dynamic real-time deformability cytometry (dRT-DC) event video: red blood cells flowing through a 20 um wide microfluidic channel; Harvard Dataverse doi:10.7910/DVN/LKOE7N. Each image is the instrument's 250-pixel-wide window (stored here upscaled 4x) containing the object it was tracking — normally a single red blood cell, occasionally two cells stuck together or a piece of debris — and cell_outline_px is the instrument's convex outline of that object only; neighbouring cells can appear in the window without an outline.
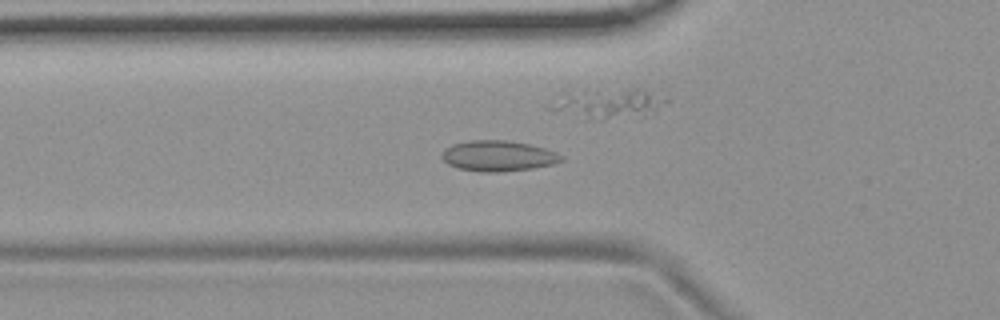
{"species": "common noctule bat (a hibernating species)", "species_latin": "Nyctalus noctula", "temperature_condition": "room temperature", "stored_images_in_passage": 50, "camera_frame_rate_fps": 3000, "um_per_image_px": 0.085, "animal": {"sex": "female", "body_mass_g": 19.9}, "frame": {"image": 1, "passage_image": 13, "time_ms": 4.0, "image_size_px": [1000, 320], "cell_outline_px": [[564, 160], [552, 164], [532, 168], [500, 172], [480, 172], [456, 168], [448, 164], [440, 156], [452, 144], [472, 140], [504, 140], [528, 144], [544, 148], [556, 152], [564, 156]], "centroid_in_image_um": [42.35, 13.26], "position_along_channel_um": 83.4, "area_um2": 21.21}}
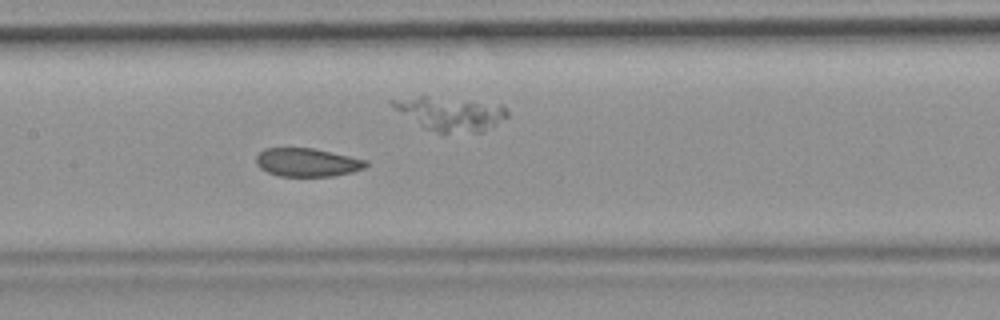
{"frame": {"image": 2, "passage_image": 21, "time_ms": 6.667, "image_size_px": [1000, 320], "cell_outline_px": [[368, 164], [364, 168], [352, 172], [336, 176], [280, 176], [268, 172], [260, 168], [256, 164], [256, 156], [264, 148], [312, 148], [368, 160]], "centroid_in_image_um": [26.11, 13.8], "position_along_channel_um": 181.3, "area_um2": 18.15}}
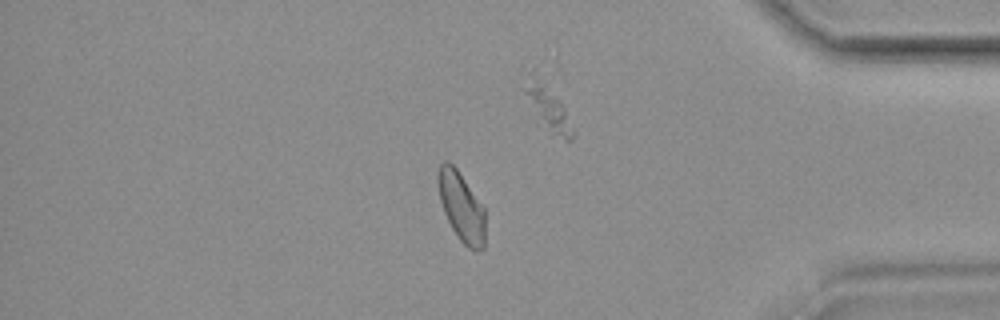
{"frame": {"image": 3, "passage_image": 41, "time_ms": 13.333, "image_size_px": [1000, 320], "cell_outline_px": [[484, 248], [480, 252], [468, 248], [460, 240], [452, 228], [444, 212], [440, 200], [436, 180], [436, 176], [440, 164], [444, 160], [448, 160], [456, 168], [484, 208]], "centroid_in_image_um": [39.19, 17.57], "position_along_channel_um": 396.0, "area_um2": 18.96}, "authors_computed_cell_mechanics": {"area_um2": 19.363, "velocity_mm_per_s": 3.6559, "shape_relaxation_time_tau1_ms": null, "shape_relaxation_time_tau2_ms": 2.3485, "deformation_change_tau1": null, "deformation_change_tau2": 0.0437}}